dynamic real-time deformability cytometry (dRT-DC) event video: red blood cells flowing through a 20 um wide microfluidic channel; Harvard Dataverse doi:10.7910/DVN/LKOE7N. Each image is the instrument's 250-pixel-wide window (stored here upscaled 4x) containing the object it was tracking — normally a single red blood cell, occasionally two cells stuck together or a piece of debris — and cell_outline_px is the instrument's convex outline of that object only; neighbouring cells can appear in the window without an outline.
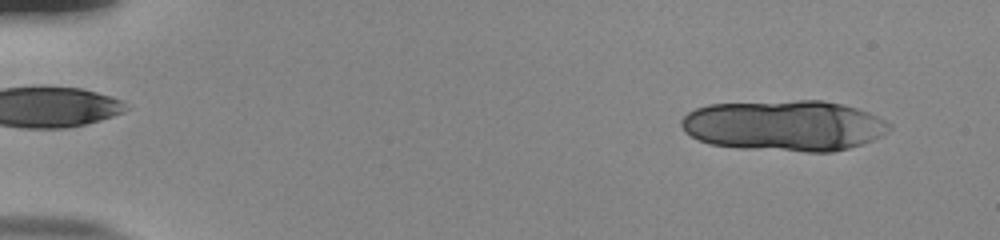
{"species": "human", "species_latin": "Homo sapiens", "temperature_condition": "room temperature", "stored_images_in_passage": 17, "camera_frame_rate_fps": 3000, "um_per_image_px": 0.085, "donor": {"sex": "male"}, "frame": {"image": 1, "passage_image": 4, "time_ms": 1.0, "image_size_px": [1000, 240], "cell_outline_px": [[892, 128], [888, 132], [872, 140], [848, 148], [832, 152], [804, 152], [740, 148], [708, 144], [684, 132], [680, 124], [680, 120], [688, 112], [696, 108], [708, 104], [796, 100], [820, 100], [840, 104], [856, 108], [868, 112], [892, 124]], "centroid_in_image_um": [66.65, 10.68], "position_along_channel_um": 18.4, "area_um2": 61.85}}